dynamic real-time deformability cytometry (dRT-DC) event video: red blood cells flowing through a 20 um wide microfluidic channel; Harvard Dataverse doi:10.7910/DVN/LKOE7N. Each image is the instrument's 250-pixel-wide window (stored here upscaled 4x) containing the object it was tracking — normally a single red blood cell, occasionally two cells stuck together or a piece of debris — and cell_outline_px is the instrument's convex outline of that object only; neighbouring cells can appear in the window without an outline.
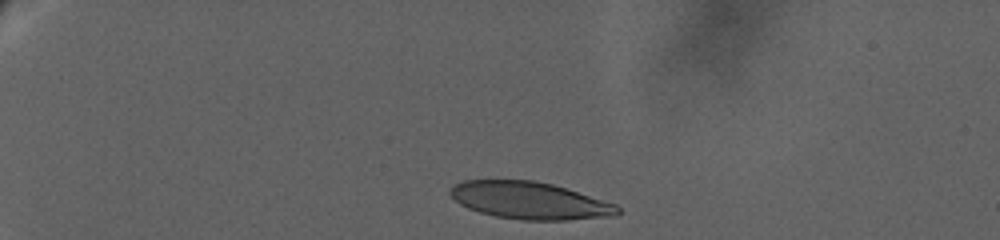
{"species": "human", "species_latin": "Homo sapiens", "temperature_condition": "warm", "stored_images_in_passage": 57, "camera_frame_rate_fps": 3000, "um_per_image_px": 0.085, "donor": {"sex": "female"}, "frame": {"image": 1, "passage_image": 6, "time_ms": 1.0, "image_size_px": [1000, 240], "cell_outline_px": [[620, 212], [616, 216], [568, 220], [520, 220], [496, 216], [480, 212], [468, 208], [460, 204], [448, 192], [456, 184], [464, 180], [536, 180], [552, 184], [616, 204], [620, 208]], "centroid_in_image_um": [45.05, 17.05], "position_along_channel_um": 40.0, "area_um2": 36.18}}
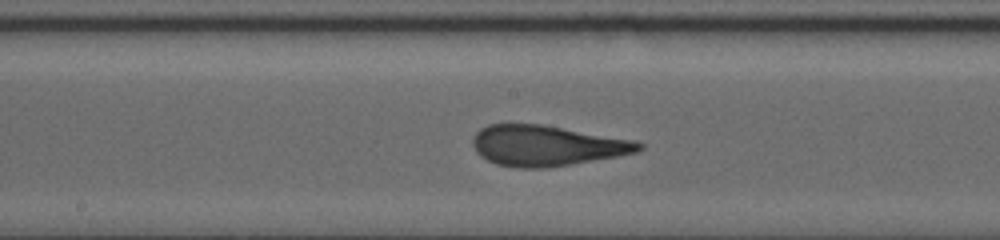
{"frame": {"image": 2, "passage_image": 40, "time_ms": 9.667, "image_size_px": [1000, 240], "cell_outline_px": [[644, 148], [636, 152], [616, 156], [548, 168], [520, 168], [496, 164], [480, 156], [476, 152], [472, 144], [472, 136], [480, 128], [488, 124], [540, 124], [636, 140], [644, 144]], "centroid_in_image_um": [46.44, 12.37], "position_along_channel_um": 201.8, "area_um2": 39.25}}
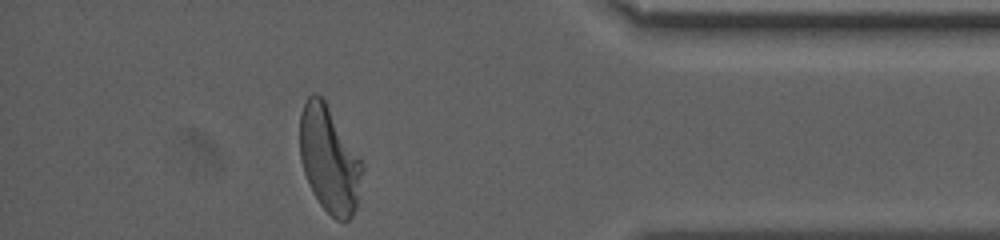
{"frame": {"image": 3, "passage_image": 56, "time_ms": 17.667, "image_size_px": [1000, 240], "cell_outline_px": [[364, 168], [356, 208], [352, 216], [348, 220], [336, 220], [320, 204], [312, 192], [304, 172], [300, 160], [300, 112], [308, 96], [312, 92], [320, 96], [324, 100], [364, 164]], "centroid_in_image_um": [27.98, 13.57], "position_along_channel_um": 407.2, "area_um2": 38.49}, "authors_computed_cell_mechanics": {"area_um2": 38.437, "velocity_mm_per_s": 2.8399, "shape_relaxation_time_tau1_ms": 7.0946, "shape_relaxation_time_tau2_ms": 1.0454, "deformation_change_tau1": 0.254, "deformation_change_tau2": 0.0929}}